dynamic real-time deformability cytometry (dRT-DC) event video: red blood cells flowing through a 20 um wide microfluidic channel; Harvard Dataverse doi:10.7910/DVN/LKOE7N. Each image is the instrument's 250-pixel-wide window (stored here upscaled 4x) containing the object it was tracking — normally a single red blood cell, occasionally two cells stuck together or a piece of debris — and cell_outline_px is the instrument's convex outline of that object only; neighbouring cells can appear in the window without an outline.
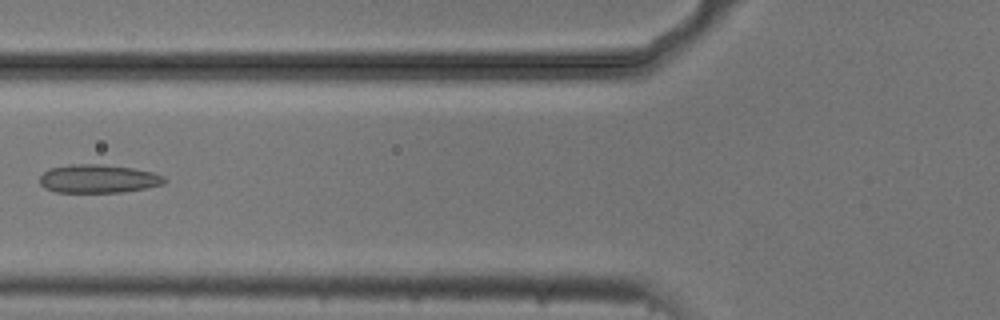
{"species": "common noctule bat (a hibernating species)", "species_latin": "Nyctalus noctula", "temperature_condition": "cold", "stored_images_in_passage": 7, "camera_frame_rate_fps": 3000, "um_per_image_px": 0.085, "animal": {"sex": "male", "body_mass_g": 20.5, "forearm_length_mm": 52.5}, "frame": {"image": 1, "passage_image": 6, "time_ms": 1.667, "image_size_px": [1000, 320], "cell_outline_px": [[168, 180], [164, 184], [124, 192], [56, 192], [44, 188], [40, 184], [40, 176], [48, 168], [68, 164], [100, 164], [132, 168], [152, 172], [164, 176]], "centroid_in_image_um": [8.33, 15.19], "position_along_channel_um": 117.5, "area_um2": 20.75}}
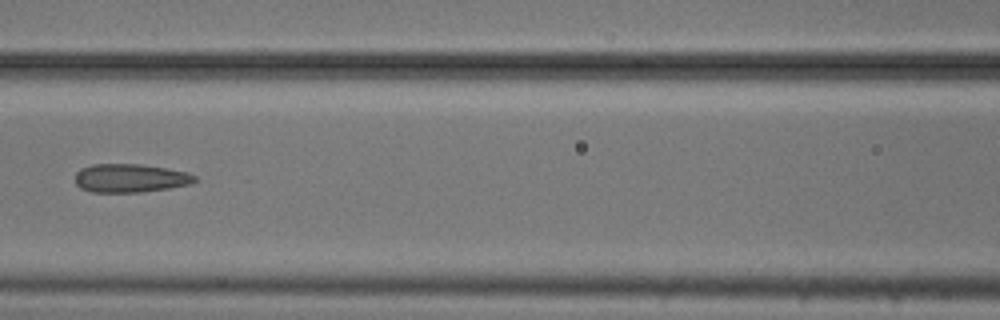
{"frame": {"image": 2, "passage_image": 7, "time_ms": 2.0, "image_size_px": [1000, 320], "cell_outline_px": [[196, 180], [192, 184], [144, 192], [92, 192], [80, 188], [76, 184], [76, 172], [80, 168], [92, 164], [140, 164], [188, 172], [196, 176]], "centroid_in_image_um": [11.06, 15.14], "position_along_channel_um": 155.5, "area_um2": 19.94}}